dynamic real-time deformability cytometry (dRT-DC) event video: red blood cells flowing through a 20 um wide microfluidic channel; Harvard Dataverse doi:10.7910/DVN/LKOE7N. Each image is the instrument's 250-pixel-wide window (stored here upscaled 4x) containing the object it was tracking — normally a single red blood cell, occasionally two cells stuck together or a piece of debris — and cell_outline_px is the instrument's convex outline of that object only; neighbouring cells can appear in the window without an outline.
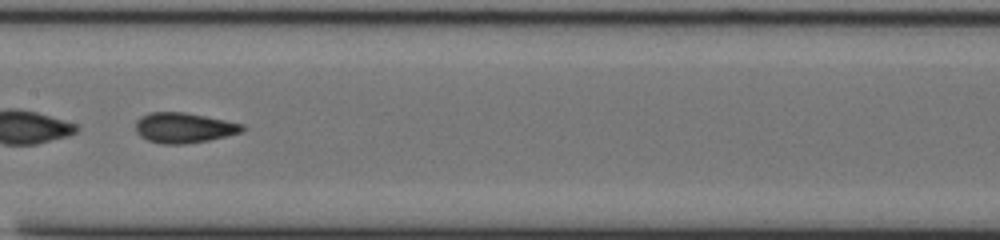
{"species": "common noctule bat (a hibernating species)", "species_latin": "Nyctalus noctula", "temperature_condition": "cold", "stored_images_in_passage": 44, "camera_frame_rate_fps": 3000, "um_per_image_px": 0.085, "animal": {"sex": "male", "body_mass_g": 20.0, "forearm_length_mm": 53.3}, "frame": {"image": 1, "passage_image": 25, "time_ms": 8.0, "image_size_px": [1000, 240], "cell_outline_px": [[244, 128], [240, 132], [208, 140], [184, 144], [160, 144], [148, 140], [140, 136], [136, 132], [136, 120], [140, 116], [148, 112], [184, 112], [244, 124]], "centroid_in_image_um": [15.56, 10.86], "position_along_channel_um": 191.8, "area_um2": 18.67}, "authors_computed_cell_mechanics": {"area_um2": 18.6405, "velocity_mm_per_s": 3.7509, "shape_relaxation_time_tau1_ms": null, "shape_relaxation_time_tau2_ms": 3.2707, "deformation_change_tau1": null, "deformation_change_tau2": 0.094}}